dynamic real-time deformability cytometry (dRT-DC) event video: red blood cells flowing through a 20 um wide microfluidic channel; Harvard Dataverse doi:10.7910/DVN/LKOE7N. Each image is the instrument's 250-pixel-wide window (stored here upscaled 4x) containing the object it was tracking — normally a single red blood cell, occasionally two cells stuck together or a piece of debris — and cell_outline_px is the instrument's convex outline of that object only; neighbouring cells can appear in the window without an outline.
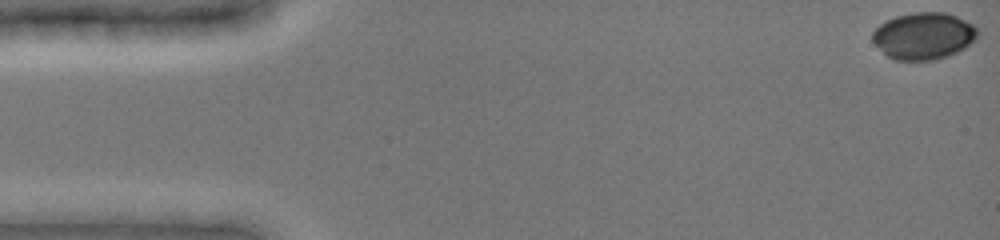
{"species": "common noctule bat (a hibernating species)", "species_latin": "Nyctalus noctula", "temperature_condition": "cold", "stored_images_in_passage": 12, "camera_frame_rate_fps": 3000, "um_per_image_px": 0.085, "animal": {"sex": "female", "body_mass_g": 19.0, "forearm_length_mm": 51.5}, "frame": {"image": 1, "passage_image": 1, "time_ms": 0.0, "image_size_px": [1000, 240], "cell_outline_px": [[980, 32], [976, 40], [964, 48], [948, 56], [932, 60], [896, 60], [888, 56], [872, 40], [872, 32], [880, 24], [896, 16], [912, 12], [944, 12], [956, 16], [972, 24]], "centroid_in_image_um": [78.53, 3.04], "position_along_channel_um": 6.5, "area_um2": 28.61}}